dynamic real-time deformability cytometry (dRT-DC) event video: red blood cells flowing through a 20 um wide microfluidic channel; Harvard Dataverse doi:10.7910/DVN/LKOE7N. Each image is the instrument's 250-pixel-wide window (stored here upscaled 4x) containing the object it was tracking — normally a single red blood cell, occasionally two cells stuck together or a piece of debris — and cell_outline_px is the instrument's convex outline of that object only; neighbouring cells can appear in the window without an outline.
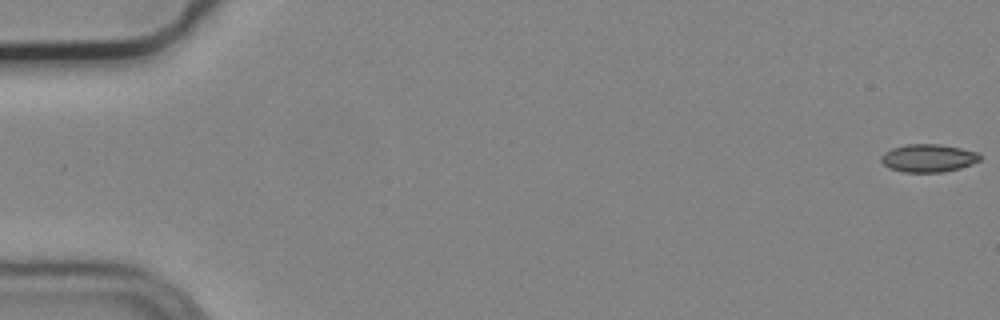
{"species": "common noctule bat (a hibernating species)", "species_latin": "Nyctalus noctula", "temperature_condition": "cold", "stored_images_in_passage": 56, "camera_frame_rate_fps": 3000, "um_per_image_px": 0.085, "animal": {"sex": "male", "body_mass_g": 19.2, "forearm_length_mm": 51.8}, "frame": {"image": 1, "passage_image": 1, "time_ms": 0.0, "image_size_px": [1000, 320], "cell_outline_px": [[980, 160], [972, 164], [960, 168], [944, 172], [904, 172], [888, 168], [880, 160], [880, 156], [884, 152], [892, 148], [908, 144], [940, 144], [960, 148], [976, 152], [980, 156]], "centroid_in_image_um": [78.88, 13.44], "position_along_channel_um": 6.1, "area_um2": 16.07}}
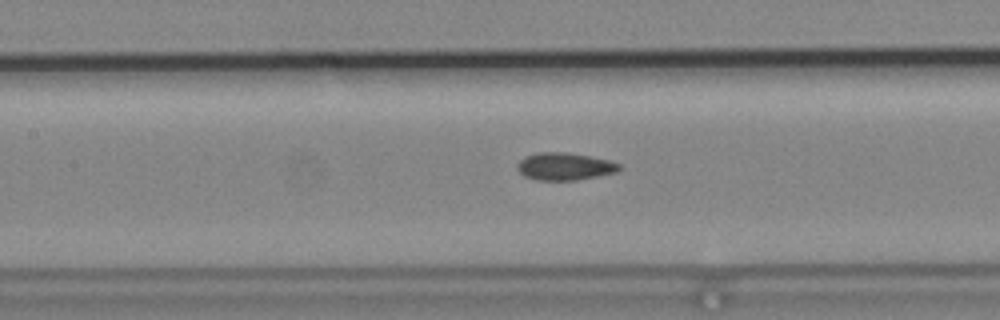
{"frame": {"image": 2, "passage_image": 26, "time_ms": 8.333, "image_size_px": [1000, 320], "cell_outline_px": [[624, 168], [616, 172], [576, 180], [536, 180], [524, 176], [516, 168], [516, 164], [524, 156], [536, 152], [568, 152], [608, 160], [620, 164]], "centroid_in_image_um": [47.97, 14.14], "position_along_channel_um": 159.4, "area_um2": 16.42}}
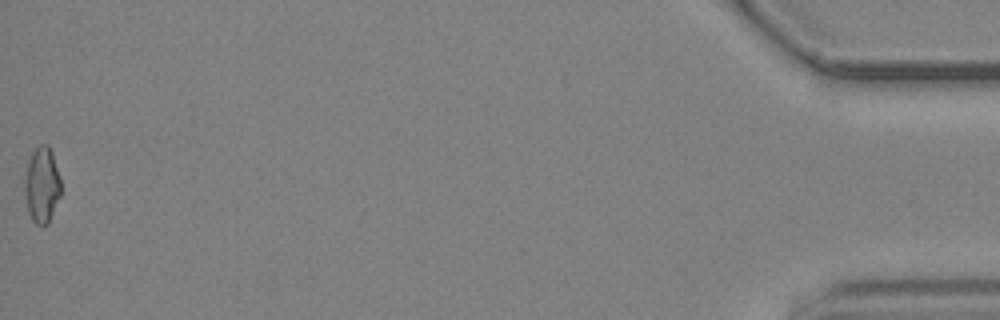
{"frame": {"image": 3, "passage_image": 56, "time_ms": 18.333, "image_size_px": [1000, 320], "cell_outline_px": [[60, 196], [48, 224], [36, 224], [32, 220], [28, 212], [24, 192], [24, 184], [28, 160], [32, 152], [40, 144], [48, 144], [52, 152], [60, 176]], "centroid_in_image_um": [3.56, 15.71], "position_along_channel_um": 431.6, "area_um2": 16.01}, "authors_computed_cell_mechanics": {"area_um2": 15.9817, "velocity_mm_per_s": 3.7329, "shape_relaxation_time_tau1_ms": null, "shape_relaxation_time_tau2_ms": 4.9338, "deformation_change_tau1": null, "deformation_change_tau2": 0.0827}}